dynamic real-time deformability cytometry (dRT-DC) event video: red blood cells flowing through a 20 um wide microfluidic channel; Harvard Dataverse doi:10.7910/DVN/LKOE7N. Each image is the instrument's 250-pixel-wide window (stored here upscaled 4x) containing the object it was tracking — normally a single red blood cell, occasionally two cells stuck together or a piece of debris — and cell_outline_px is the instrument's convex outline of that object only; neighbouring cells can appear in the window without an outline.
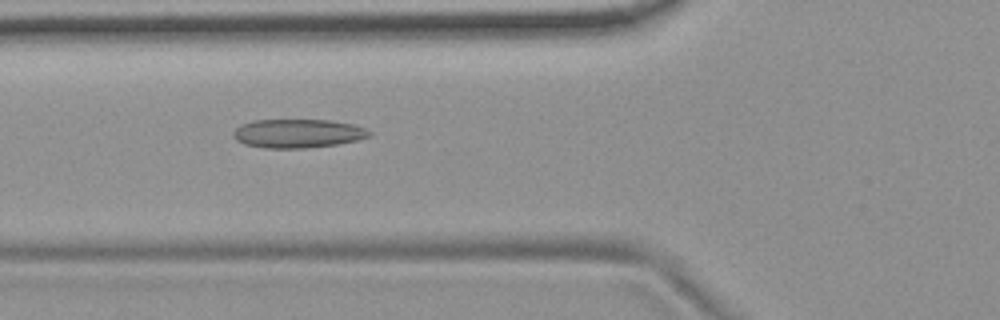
{"species": "common noctule bat (a hibernating species)", "species_latin": "Nyctalus noctula", "temperature_condition": "room temperature", "stored_images_in_passage": 10, "camera_frame_rate_fps": 3000, "um_per_image_px": 0.085, "animal": {"sex": "female", "body_mass_g": 19.9}, "frame": {"image": 1, "passage_image": 6, "time_ms": 1.667, "image_size_px": [1000, 320], "cell_outline_px": [[372, 132], [368, 136], [356, 140], [336, 144], [304, 148], [264, 148], [244, 144], [236, 140], [232, 136], [232, 132], [240, 124], [252, 120], [332, 120], [352, 124], [364, 128]], "centroid_in_image_um": [25.25, 11.34], "position_along_channel_um": 100.6, "area_um2": 22.77}}
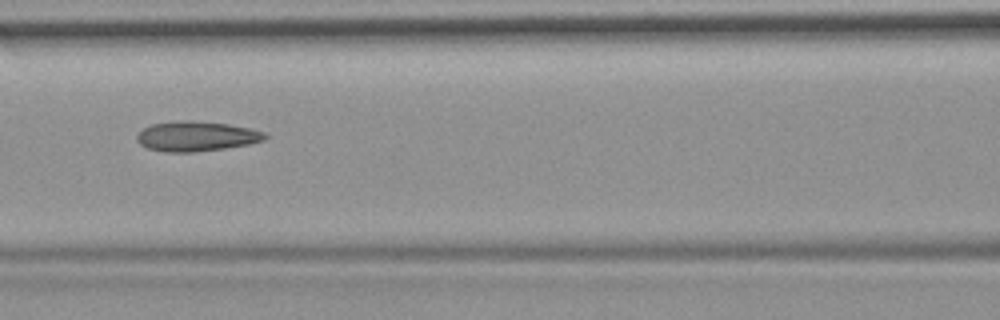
{"frame": {"image": 2, "passage_image": 7, "time_ms": 2.0, "image_size_px": [1000, 320], "cell_outline_px": [[268, 136], [264, 140], [248, 144], [224, 148], [196, 152], [164, 152], [148, 148], [140, 144], [136, 140], [136, 136], [144, 128], [152, 124], [184, 120], [188, 120], [228, 124], [252, 128], [264, 132]], "centroid_in_image_um": [16.7, 11.58], "position_along_channel_um": 149.9, "area_um2": 22.25}}